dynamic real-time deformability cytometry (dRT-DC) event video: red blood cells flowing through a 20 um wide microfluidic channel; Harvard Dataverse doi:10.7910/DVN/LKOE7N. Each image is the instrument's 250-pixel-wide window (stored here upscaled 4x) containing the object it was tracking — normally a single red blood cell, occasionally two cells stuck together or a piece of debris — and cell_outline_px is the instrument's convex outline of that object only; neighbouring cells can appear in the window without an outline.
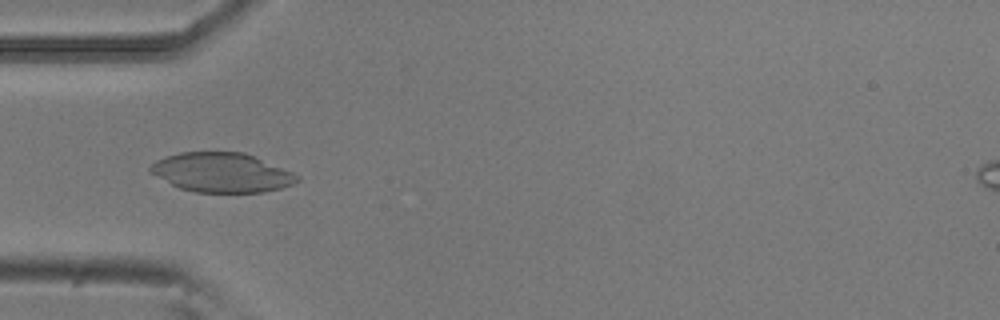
{"species": "common noctule bat (a hibernating species)", "species_latin": "Nyctalus noctula", "temperature_condition": "room temperature", "stored_images_in_passage": 34, "camera_frame_rate_fps": 3000, "um_per_image_px": 0.085, "animal": {"sex": "male", "body_mass_g": 20.5, "forearm_length_mm": 52.5}, "frame": {"image": 1, "passage_image": 10, "time_ms": 3.0, "image_size_px": [1000, 320], "cell_outline_px": [[300, 180], [292, 184], [280, 188], [264, 192], [196, 192], [180, 188], [148, 172], [148, 168], [156, 160], [164, 156], [180, 152], [244, 152], [292, 172], [300, 176]], "centroid_in_image_um": [18.82, 14.66], "position_along_channel_um": 66.2, "area_um2": 33.58}}
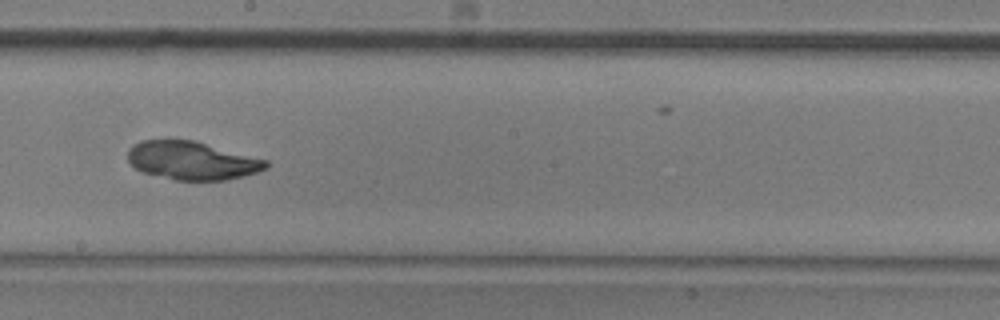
{"frame": {"image": 2, "passage_image": 23, "time_ms": 7.333, "image_size_px": [1000, 320], "cell_outline_px": [[268, 168], [256, 172], [224, 180], [176, 180], [140, 172], [128, 160], [128, 148], [132, 144], [140, 140], [196, 140], [268, 160]], "centroid_in_image_um": [16.3, 13.63], "position_along_channel_um": 231.9, "area_um2": 30.92}}
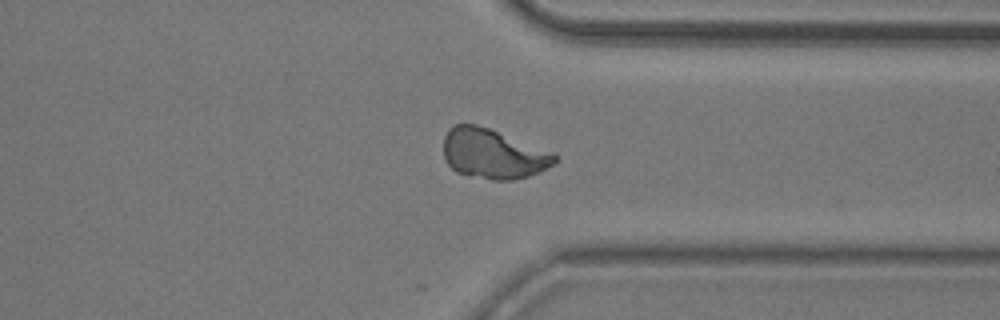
{"frame": {"image": 3, "passage_image": 34, "time_ms": 11.0, "image_size_px": [1000, 320], "cell_outline_px": [[560, 160], [556, 164], [540, 172], [528, 176], [512, 180], [492, 180], [456, 172], [448, 164], [444, 156], [444, 136], [448, 128], [452, 124], [476, 124], [488, 128], [552, 152]], "centroid_in_image_um": [41.91, 13.08], "position_along_channel_um": 369.5, "area_um2": 32.25}}